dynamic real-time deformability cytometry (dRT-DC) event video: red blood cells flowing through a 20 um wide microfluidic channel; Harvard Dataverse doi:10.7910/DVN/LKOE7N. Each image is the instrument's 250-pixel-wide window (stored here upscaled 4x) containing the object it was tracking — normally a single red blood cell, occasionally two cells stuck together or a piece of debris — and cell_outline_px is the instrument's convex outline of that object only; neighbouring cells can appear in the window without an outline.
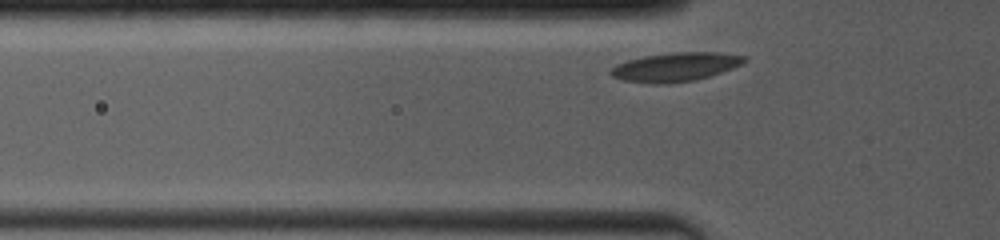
{"species": "common noctule bat (a hibernating species)", "species_latin": "Nyctalus noctula", "temperature_condition": "room temperature", "stored_images_in_passage": 24, "camera_frame_rate_fps": 4000, "um_per_image_px": 0.085, "animal": {"sex": "female", "body_mass_g": 19.0, "forearm_length_mm": 53.3}, "frame": {"image": 1, "passage_image": 2, "time_ms": 0.25, "image_size_px": [1000, 240], "cell_outline_px": [[748, 60], [732, 68], [696, 80], [664, 84], [652, 84], [624, 80], [612, 76], [608, 72], [616, 64], [628, 60], [644, 56], [672, 52], [720, 52], [748, 56]], "centroid_in_image_um": [57.42, 5.68], "position_along_channel_um": 68.4, "area_um2": 22.48}}
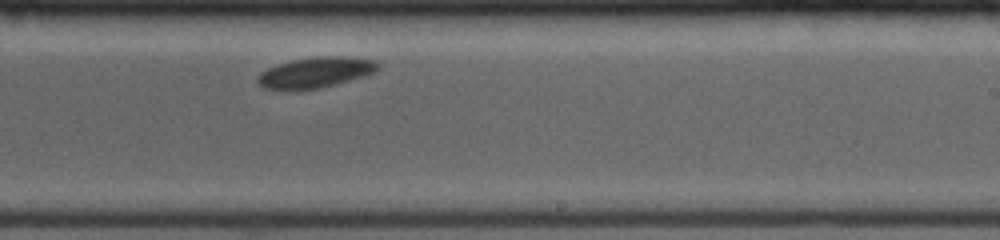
{"frame": {"image": 2, "passage_image": 15, "time_ms": 5.5, "image_size_px": [1000, 240], "cell_outline_px": [[380, 68], [376, 72], [364, 76], [320, 88], [296, 92], [264, 88], [256, 80], [260, 72], [276, 64], [292, 60], [316, 56], [352, 56], [376, 60], [380, 64]], "centroid_in_image_um": [26.83, 6.17], "position_along_channel_um": 262.2, "area_um2": 22.08}}
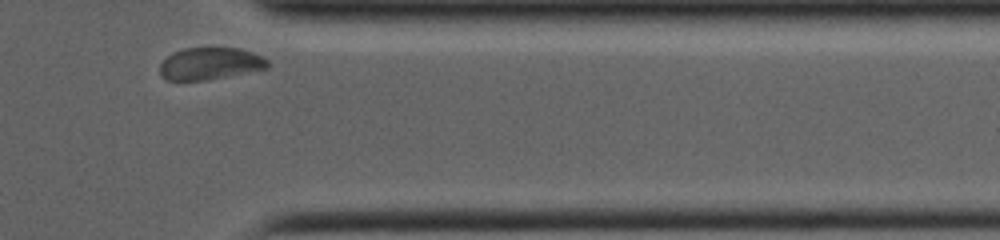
{"frame": {"image": 3, "passage_image": 24, "time_ms": 9.0, "image_size_px": [1000, 240], "cell_outline_px": [[268, 68], [204, 80], [168, 80], [160, 76], [160, 64], [168, 56], [184, 48], [240, 48], [252, 52], [268, 60]], "centroid_in_image_um": [17.84, 5.4], "position_along_channel_um": 393.6, "area_um2": 19.83}, "authors_computed_cell_mechanics": {"area_um2": 21.7617, "velocity_mm_per_s": 3.705, "shape_relaxation_time_tau1_ms": 1.1647, "shape_relaxation_time_tau2_ms": null, "deformation_change_tau1": 0.0443, "deformation_change_tau2": null}}